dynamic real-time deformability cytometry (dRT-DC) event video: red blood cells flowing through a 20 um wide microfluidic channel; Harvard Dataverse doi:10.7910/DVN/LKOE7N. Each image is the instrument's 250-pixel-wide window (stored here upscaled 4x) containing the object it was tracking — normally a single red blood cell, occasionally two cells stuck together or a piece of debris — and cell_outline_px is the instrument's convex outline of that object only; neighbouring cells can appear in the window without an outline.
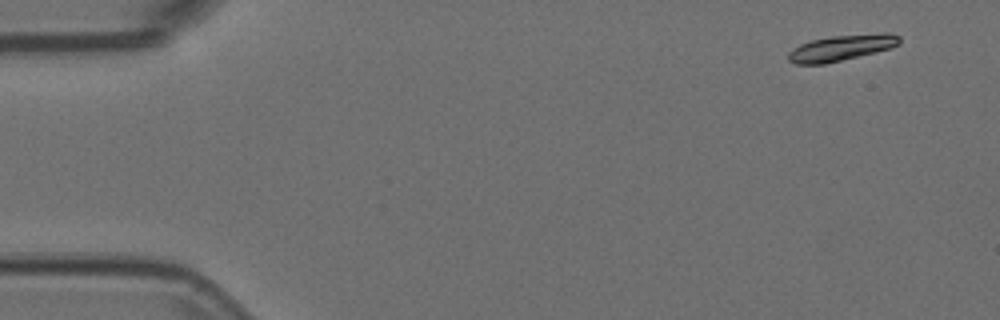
{"species": "Egyptian fruit bat (a non-hibernating species)", "species_latin": "Rousettus aegyptiacus", "temperature_condition": "room temperature", "stored_images_in_passage": 7, "camera_frame_rate_fps": 3000, "um_per_image_px": 0.085, "animal": {"sex": "female"}, "frame": {"image": 1, "passage_image": 1, "time_ms": 0.0, "image_size_px": [1000, 320], "cell_outline_px": [[900, 44], [892, 48], [824, 64], [796, 64], [788, 60], [788, 52], [800, 44], [812, 40], [832, 36], [884, 32], [888, 32], [900, 36]], "centroid_in_image_um": [71.55, 4.05], "position_along_channel_um": 13.4, "area_um2": 16.76}}
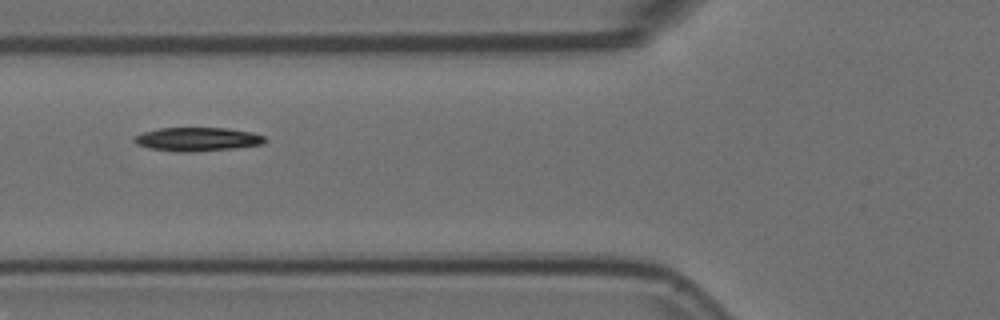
{"frame": {"image": 2, "passage_image": 6, "time_ms": 1.667, "image_size_px": [1000, 320], "cell_outline_px": [[268, 140], [264, 144], [236, 148], [192, 152], [176, 152], [148, 148], [136, 144], [132, 140], [132, 136], [144, 132], [160, 128], [228, 128], [252, 132], [264, 136]], "centroid_in_image_um": [16.77, 11.84], "position_along_channel_um": 109.0, "area_um2": 18.32}}
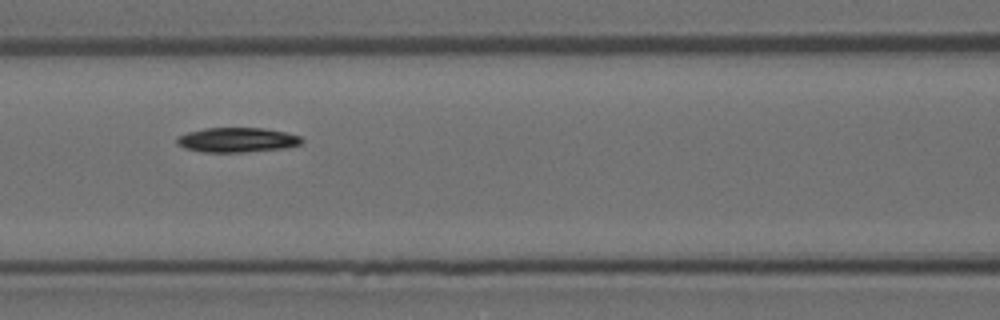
{"frame": {"image": 3, "passage_image": 7, "time_ms": 2.0, "image_size_px": [1000, 320], "cell_outline_px": [[304, 140], [300, 144], [288, 148], [244, 152], [204, 152], [184, 148], [176, 144], [176, 136], [188, 132], [204, 128], [264, 128], [284, 132], [300, 136]], "centroid_in_image_um": [20.13, 11.89], "position_along_channel_um": 146.5, "area_um2": 18.09}}